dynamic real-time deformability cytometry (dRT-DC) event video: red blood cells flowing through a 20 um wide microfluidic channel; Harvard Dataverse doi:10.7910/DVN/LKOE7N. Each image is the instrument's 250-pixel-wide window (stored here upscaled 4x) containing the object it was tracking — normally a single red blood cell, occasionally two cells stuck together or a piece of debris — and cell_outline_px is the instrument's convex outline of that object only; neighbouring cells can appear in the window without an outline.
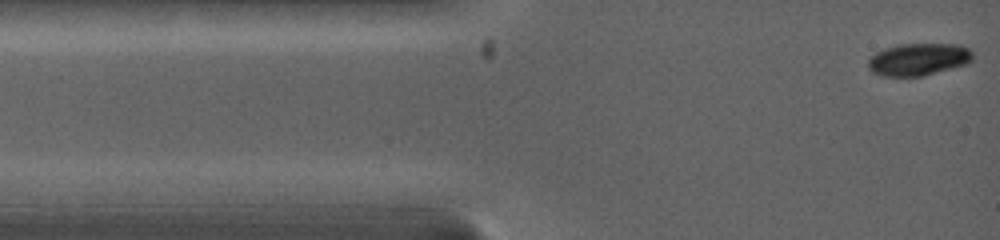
{"species": "common noctule bat (a hibernating species)", "species_latin": "Nyctalus noctula", "temperature_condition": "warm", "stored_images_in_passage": 61, "camera_frame_rate_fps": 5000, "um_per_image_px": 0.085, "animal": {"sex": "female", "body_mass_g": 19.0, "forearm_length_mm": 53.3}, "frame": {"image": 1, "passage_image": 1, "time_ms": 0.0, "image_size_px": [1000, 240], "cell_outline_px": [[972, 60], [964, 64], [924, 76], [880, 76], [872, 72], [868, 68], [868, 60], [876, 52], [900, 44], [948, 44], [968, 48], [972, 56]], "centroid_in_image_um": [78.01, 5.06], "position_along_channel_um": 7.0, "area_um2": 19.31}}
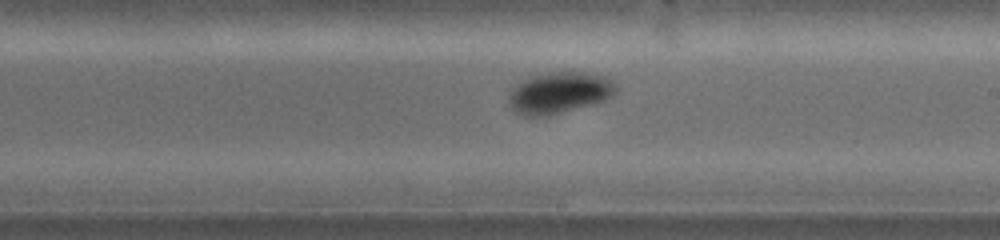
{"frame": {"image": 2, "passage_image": 33, "time_ms": 7.0, "image_size_px": [1000, 240], "cell_outline_px": [[616, 92], [612, 96], [604, 100], [556, 112], [536, 116], [524, 116], [516, 112], [512, 108], [508, 96], [512, 88], [528, 76], [548, 72], [588, 72], [604, 76], [616, 84]], "centroid_in_image_um": [47.51, 7.84], "position_along_channel_um": 241.5, "area_um2": 25.26}}
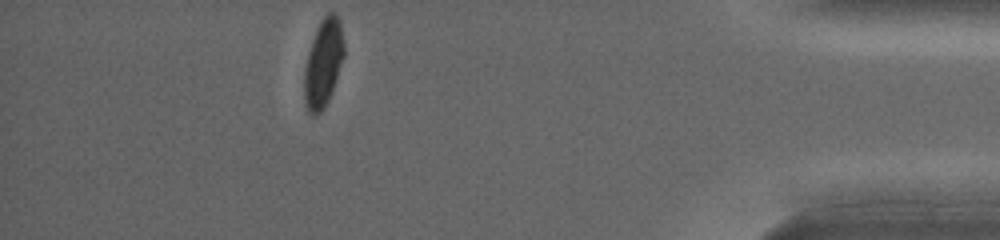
{"frame": {"image": 3, "passage_image": 61, "time_ms": 12.4, "image_size_px": [1000, 240], "cell_outline_px": [[344, 56], [332, 92], [324, 108], [316, 116], [312, 116], [308, 112], [304, 104], [304, 68], [308, 52], [316, 28], [320, 20], [328, 12], [336, 12], [340, 20], [344, 44]], "centroid_in_image_um": [27.47, 5.36], "position_along_channel_um": 407.7, "area_um2": 20.69}, "authors_computed_cell_mechanics": {"area_um2": 23.7558, "velocity_mm_per_s": 4.1052, "shape_relaxation_time_tau1_ms": 1.8324, "shape_relaxation_time_tau2_ms": null, "deformation_change_tau1": 0.1409, "deformation_change_tau2": null}}